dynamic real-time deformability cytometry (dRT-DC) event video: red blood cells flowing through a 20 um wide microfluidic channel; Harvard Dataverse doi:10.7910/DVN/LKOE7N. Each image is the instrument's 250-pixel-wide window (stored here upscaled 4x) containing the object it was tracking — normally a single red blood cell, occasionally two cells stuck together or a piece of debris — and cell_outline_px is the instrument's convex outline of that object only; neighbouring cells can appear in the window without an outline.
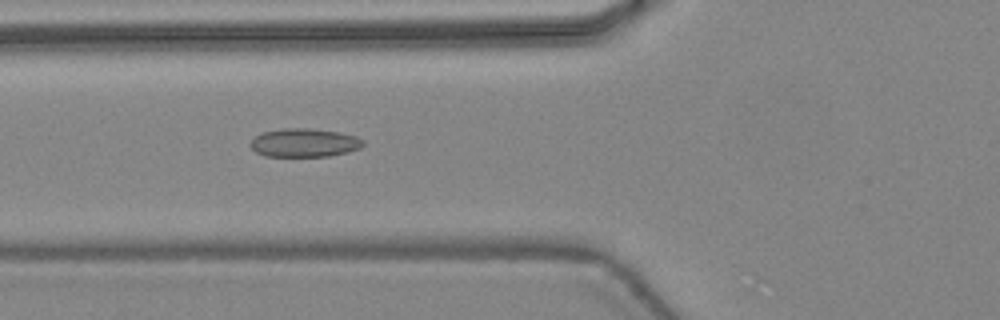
{"species": "common noctule bat (a hibernating species)", "species_latin": "Nyctalus noctula", "temperature_condition": "warm", "stored_images_in_passage": 39, "camera_frame_rate_fps": 3000, "um_per_image_px": 0.085, "animal": {"sex": "female", "body_mass_g": 24.6, "forearm_length_mm": 56.2}, "frame": {"image": 1, "passage_image": 11, "time_ms": 3.333, "image_size_px": [1000, 320], "cell_outline_px": [[364, 144], [360, 148], [348, 152], [328, 156], [264, 156], [256, 152], [248, 144], [256, 136], [264, 132], [284, 128], [308, 128], [336, 132], [356, 136], [364, 140]], "centroid_in_image_um": [25.86, 12.14], "position_along_channel_um": 99.9, "area_um2": 18.61}}
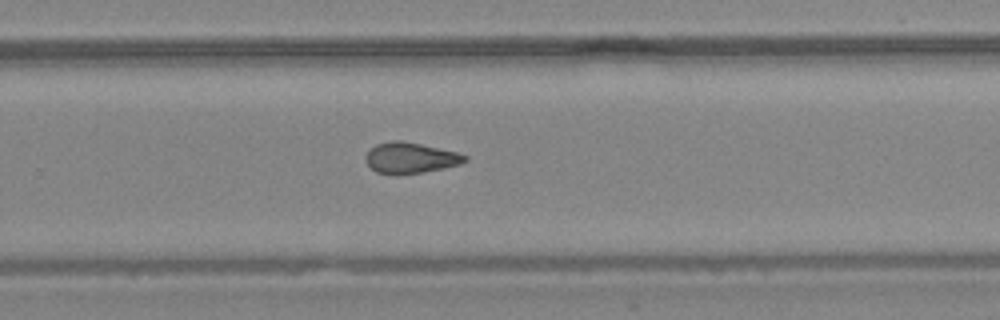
{"frame": {"image": 2, "passage_image": 24, "time_ms": 7.667, "image_size_px": [1000, 320], "cell_outline_px": [[468, 160], [460, 164], [444, 168], [424, 172], [396, 176], [392, 176], [376, 172], [364, 160], [364, 156], [376, 144], [392, 140], [400, 140], [420, 144], [456, 152], [468, 156]], "centroid_in_image_um": [34.86, 13.44], "position_along_channel_um": 294.9, "area_um2": 18.03}}
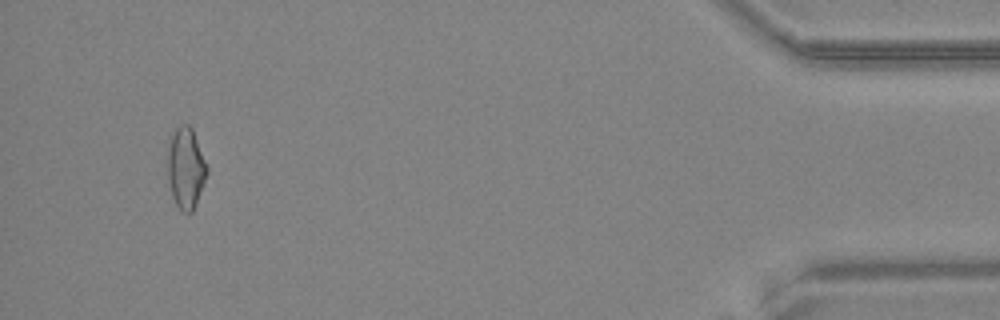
{"frame": {"image": 3, "passage_image": 37, "time_ms": 12.0, "image_size_px": [1000, 320], "cell_outline_px": [[208, 172], [204, 184], [196, 204], [192, 212], [180, 212], [172, 196], [168, 184], [168, 148], [172, 136], [176, 128], [180, 124], [188, 124], [192, 128], [208, 168]], "centroid_in_image_um": [15.8, 14.32], "position_along_channel_um": 419.4, "area_um2": 18.55}, "authors_computed_cell_mechanics": {"area_um2": 18.207, "velocity_mm_per_s": 4.4942, "shape_relaxation_time_tau1_ms": null, "shape_relaxation_time_tau2_ms": 3.2551, "deformation_change_tau1": null, "deformation_change_tau2": 0.0987}}